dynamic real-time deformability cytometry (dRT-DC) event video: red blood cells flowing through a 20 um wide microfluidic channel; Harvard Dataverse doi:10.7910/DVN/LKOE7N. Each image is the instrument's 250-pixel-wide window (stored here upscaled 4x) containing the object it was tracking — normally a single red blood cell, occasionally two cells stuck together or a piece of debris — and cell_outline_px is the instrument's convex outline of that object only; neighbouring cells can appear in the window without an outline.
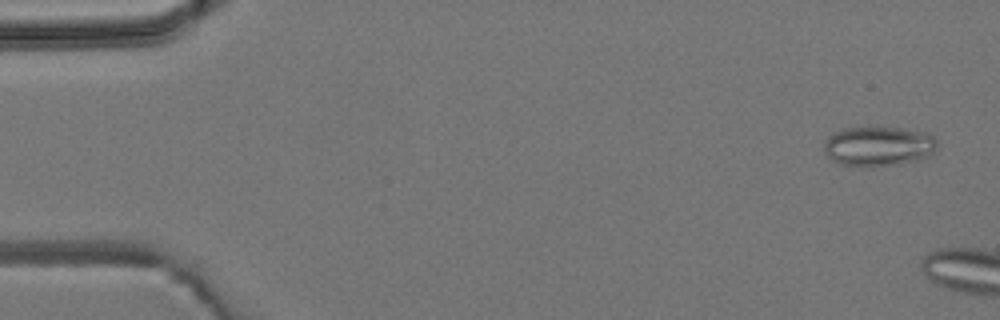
{"species": "common noctule bat (a hibernating species)", "species_latin": "Nyctalus noctula", "temperature_condition": "room temperature", "stored_images_in_passage": 2, "camera_frame_rate_fps": 3000, "um_per_image_px": 0.085, "animal": {"sex": "male", "body_mass_g": 19.2, "forearm_length_mm": 51.8}, "frame": {"image": 1, "passage_image": 1, "time_ms": 0.0, "image_size_px": [1000, 320], "cell_outline_px": [[940, 144], [928, 156], [916, 160], [896, 164], [872, 168], [864, 168], [840, 164], [832, 160], [824, 152], [824, 140], [832, 132], [844, 128], [872, 124], [900, 128], [924, 132], [932, 136]], "centroid_in_image_um": [74.61, 12.4], "position_along_channel_um": 10.4, "area_um2": 27.28}}